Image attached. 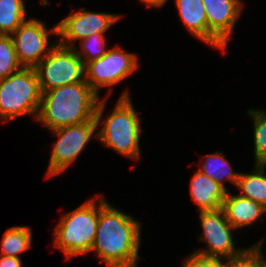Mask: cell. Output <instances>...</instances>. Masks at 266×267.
I'll return each instance as SVG.
<instances>
[{
    "label": "cell",
    "instance_id": "obj_1",
    "mask_svg": "<svg viewBox=\"0 0 266 267\" xmlns=\"http://www.w3.org/2000/svg\"><path fill=\"white\" fill-rule=\"evenodd\" d=\"M141 223L101 196V210L91 251L106 267H137Z\"/></svg>",
    "mask_w": 266,
    "mask_h": 267
},
{
    "label": "cell",
    "instance_id": "obj_2",
    "mask_svg": "<svg viewBox=\"0 0 266 267\" xmlns=\"http://www.w3.org/2000/svg\"><path fill=\"white\" fill-rule=\"evenodd\" d=\"M98 96L86 81L47 90L41 95L36 121L50 131L95 118Z\"/></svg>",
    "mask_w": 266,
    "mask_h": 267
},
{
    "label": "cell",
    "instance_id": "obj_3",
    "mask_svg": "<svg viewBox=\"0 0 266 267\" xmlns=\"http://www.w3.org/2000/svg\"><path fill=\"white\" fill-rule=\"evenodd\" d=\"M129 92L126 90L122 93L111 114L103 119L108 98H100L95 115L97 128H101L97 132V140L122 156L138 160L141 157L139 142L143 130Z\"/></svg>",
    "mask_w": 266,
    "mask_h": 267
},
{
    "label": "cell",
    "instance_id": "obj_4",
    "mask_svg": "<svg viewBox=\"0 0 266 267\" xmlns=\"http://www.w3.org/2000/svg\"><path fill=\"white\" fill-rule=\"evenodd\" d=\"M100 210L101 194L96 199H88L73 211L62 214L53 236L54 245L67 259L91 252Z\"/></svg>",
    "mask_w": 266,
    "mask_h": 267
},
{
    "label": "cell",
    "instance_id": "obj_5",
    "mask_svg": "<svg viewBox=\"0 0 266 267\" xmlns=\"http://www.w3.org/2000/svg\"><path fill=\"white\" fill-rule=\"evenodd\" d=\"M39 80L33 67H22L0 80V119L10 122L21 116L37 114L41 102Z\"/></svg>",
    "mask_w": 266,
    "mask_h": 267
},
{
    "label": "cell",
    "instance_id": "obj_6",
    "mask_svg": "<svg viewBox=\"0 0 266 267\" xmlns=\"http://www.w3.org/2000/svg\"><path fill=\"white\" fill-rule=\"evenodd\" d=\"M34 70L39 80L41 93L64 85L85 81L84 63L73 47L56 42L48 55Z\"/></svg>",
    "mask_w": 266,
    "mask_h": 267
},
{
    "label": "cell",
    "instance_id": "obj_7",
    "mask_svg": "<svg viewBox=\"0 0 266 267\" xmlns=\"http://www.w3.org/2000/svg\"><path fill=\"white\" fill-rule=\"evenodd\" d=\"M138 56L126 52L120 46L107 50L100 58L84 65L85 81L99 96L102 87H109L105 97L111 94L113 86L122 82L138 68Z\"/></svg>",
    "mask_w": 266,
    "mask_h": 267
},
{
    "label": "cell",
    "instance_id": "obj_8",
    "mask_svg": "<svg viewBox=\"0 0 266 267\" xmlns=\"http://www.w3.org/2000/svg\"><path fill=\"white\" fill-rule=\"evenodd\" d=\"M97 127L96 118H94L86 123L52 130L51 133L57 137V141L53 143L46 176L54 177L71 166L92 137L97 139Z\"/></svg>",
    "mask_w": 266,
    "mask_h": 267
},
{
    "label": "cell",
    "instance_id": "obj_9",
    "mask_svg": "<svg viewBox=\"0 0 266 267\" xmlns=\"http://www.w3.org/2000/svg\"><path fill=\"white\" fill-rule=\"evenodd\" d=\"M201 237L207 248L194 250L195 253L217 258H229L240 254L245 248L235 246L233 234L235 228L226 220L222 208L199 211Z\"/></svg>",
    "mask_w": 266,
    "mask_h": 267
},
{
    "label": "cell",
    "instance_id": "obj_10",
    "mask_svg": "<svg viewBox=\"0 0 266 267\" xmlns=\"http://www.w3.org/2000/svg\"><path fill=\"white\" fill-rule=\"evenodd\" d=\"M57 35V24L47 29L45 22L27 19L11 34L17 59L22 67H35L56 45L50 44L49 35Z\"/></svg>",
    "mask_w": 266,
    "mask_h": 267
},
{
    "label": "cell",
    "instance_id": "obj_11",
    "mask_svg": "<svg viewBox=\"0 0 266 267\" xmlns=\"http://www.w3.org/2000/svg\"><path fill=\"white\" fill-rule=\"evenodd\" d=\"M123 16L119 14L92 12L81 8L60 20L57 24L58 43L65 47H74L75 41L82 40L95 33H105Z\"/></svg>",
    "mask_w": 266,
    "mask_h": 267
},
{
    "label": "cell",
    "instance_id": "obj_12",
    "mask_svg": "<svg viewBox=\"0 0 266 267\" xmlns=\"http://www.w3.org/2000/svg\"><path fill=\"white\" fill-rule=\"evenodd\" d=\"M207 15V45L225 52L242 14L241 0H203Z\"/></svg>",
    "mask_w": 266,
    "mask_h": 267
},
{
    "label": "cell",
    "instance_id": "obj_13",
    "mask_svg": "<svg viewBox=\"0 0 266 267\" xmlns=\"http://www.w3.org/2000/svg\"><path fill=\"white\" fill-rule=\"evenodd\" d=\"M226 220L237 230L248 227L262 218L265 214L263 208L257 202L241 195H232L227 191L222 204Z\"/></svg>",
    "mask_w": 266,
    "mask_h": 267
},
{
    "label": "cell",
    "instance_id": "obj_14",
    "mask_svg": "<svg viewBox=\"0 0 266 267\" xmlns=\"http://www.w3.org/2000/svg\"><path fill=\"white\" fill-rule=\"evenodd\" d=\"M227 191L213 179L197 170L190 181V196L198 211L222 208Z\"/></svg>",
    "mask_w": 266,
    "mask_h": 267
},
{
    "label": "cell",
    "instance_id": "obj_15",
    "mask_svg": "<svg viewBox=\"0 0 266 267\" xmlns=\"http://www.w3.org/2000/svg\"><path fill=\"white\" fill-rule=\"evenodd\" d=\"M175 4L189 33L207 44V15L203 0H175Z\"/></svg>",
    "mask_w": 266,
    "mask_h": 267
},
{
    "label": "cell",
    "instance_id": "obj_16",
    "mask_svg": "<svg viewBox=\"0 0 266 267\" xmlns=\"http://www.w3.org/2000/svg\"><path fill=\"white\" fill-rule=\"evenodd\" d=\"M252 173H241L237 184L239 195L253 200L266 209V164H255Z\"/></svg>",
    "mask_w": 266,
    "mask_h": 267
},
{
    "label": "cell",
    "instance_id": "obj_17",
    "mask_svg": "<svg viewBox=\"0 0 266 267\" xmlns=\"http://www.w3.org/2000/svg\"><path fill=\"white\" fill-rule=\"evenodd\" d=\"M223 155V152L216 151L214 154H207L204 158L201 157L202 163L200 165V169L198 170L228 191L225 186V182L228 180L235 186L240 173L233 171L229 160H227Z\"/></svg>",
    "mask_w": 266,
    "mask_h": 267
},
{
    "label": "cell",
    "instance_id": "obj_18",
    "mask_svg": "<svg viewBox=\"0 0 266 267\" xmlns=\"http://www.w3.org/2000/svg\"><path fill=\"white\" fill-rule=\"evenodd\" d=\"M32 229L28 226L8 228L2 238L0 255L20 258L32 246Z\"/></svg>",
    "mask_w": 266,
    "mask_h": 267
},
{
    "label": "cell",
    "instance_id": "obj_19",
    "mask_svg": "<svg viewBox=\"0 0 266 267\" xmlns=\"http://www.w3.org/2000/svg\"><path fill=\"white\" fill-rule=\"evenodd\" d=\"M23 0H0V35H11L27 20Z\"/></svg>",
    "mask_w": 266,
    "mask_h": 267
},
{
    "label": "cell",
    "instance_id": "obj_20",
    "mask_svg": "<svg viewBox=\"0 0 266 267\" xmlns=\"http://www.w3.org/2000/svg\"><path fill=\"white\" fill-rule=\"evenodd\" d=\"M247 114L253 119L255 164H266V111L249 109Z\"/></svg>",
    "mask_w": 266,
    "mask_h": 267
},
{
    "label": "cell",
    "instance_id": "obj_21",
    "mask_svg": "<svg viewBox=\"0 0 266 267\" xmlns=\"http://www.w3.org/2000/svg\"><path fill=\"white\" fill-rule=\"evenodd\" d=\"M80 42L79 50L77 45H74L76 54L82 59L84 65L90 61L96 60L103 56L107 52L106 48V36L105 33H95L89 37H86Z\"/></svg>",
    "mask_w": 266,
    "mask_h": 267
},
{
    "label": "cell",
    "instance_id": "obj_22",
    "mask_svg": "<svg viewBox=\"0 0 266 267\" xmlns=\"http://www.w3.org/2000/svg\"><path fill=\"white\" fill-rule=\"evenodd\" d=\"M22 68L11 35H0V80Z\"/></svg>",
    "mask_w": 266,
    "mask_h": 267
},
{
    "label": "cell",
    "instance_id": "obj_23",
    "mask_svg": "<svg viewBox=\"0 0 266 267\" xmlns=\"http://www.w3.org/2000/svg\"><path fill=\"white\" fill-rule=\"evenodd\" d=\"M224 267H259V245L254 244L240 254L224 259Z\"/></svg>",
    "mask_w": 266,
    "mask_h": 267
},
{
    "label": "cell",
    "instance_id": "obj_24",
    "mask_svg": "<svg viewBox=\"0 0 266 267\" xmlns=\"http://www.w3.org/2000/svg\"><path fill=\"white\" fill-rule=\"evenodd\" d=\"M182 267H224V258L207 257L193 252L185 258Z\"/></svg>",
    "mask_w": 266,
    "mask_h": 267
},
{
    "label": "cell",
    "instance_id": "obj_25",
    "mask_svg": "<svg viewBox=\"0 0 266 267\" xmlns=\"http://www.w3.org/2000/svg\"><path fill=\"white\" fill-rule=\"evenodd\" d=\"M0 267H22L21 258L0 255Z\"/></svg>",
    "mask_w": 266,
    "mask_h": 267
},
{
    "label": "cell",
    "instance_id": "obj_26",
    "mask_svg": "<svg viewBox=\"0 0 266 267\" xmlns=\"http://www.w3.org/2000/svg\"><path fill=\"white\" fill-rule=\"evenodd\" d=\"M140 3L147 5L148 7L161 8L168 0H139Z\"/></svg>",
    "mask_w": 266,
    "mask_h": 267
},
{
    "label": "cell",
    "instance_id": "obj_27",
    "mask_svg": "<svg viewBox=\"0 0 266 267\" xmlns=\"http://www.w3.org/2000/svg\"><path fill=\"white\" fill-rule=\"evenodd\" d=\"M262 239V240H261ZM258 243L255 244L259 245V267H266V256L262 253V244L265 241V239L261 238Z\"/></svg>",
    "mask_w": 266,
    "mask_h": 267
}]
</instances>
